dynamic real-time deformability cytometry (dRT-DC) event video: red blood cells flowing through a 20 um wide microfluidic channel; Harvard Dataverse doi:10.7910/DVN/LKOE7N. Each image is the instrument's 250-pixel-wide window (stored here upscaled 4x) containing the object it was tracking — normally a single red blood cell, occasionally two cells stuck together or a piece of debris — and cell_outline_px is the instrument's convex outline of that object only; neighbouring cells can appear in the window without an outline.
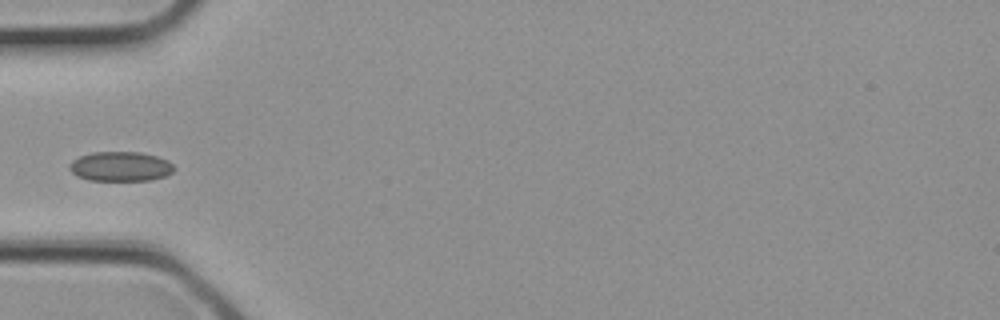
{"species": "common noctule bat (a hibernating species)", "species_latin": "Nyctalus noctula", "temperature_condition": "cold", "stored_images_in_passage": 2, "camera_frame_rate_fps": 3000, "um_per_image_px": 0.085, "animal": {"sex": "female", "body_mass_g": 21.9}, "frame": {"image": 1, "passage_image": 2, "time_ms": 0.333, "image_size_px": [1000, 320], "cell_outline_px": [[176, 168], [172, 172], [164, 176], [152, 180], [88, 180], [76, 176], [68, 168], [68, 164], [72, 160], [80, 156], [92, 152], [140, 152], [156, 156], [168, 160]], "centroid_in_image_um": [10.22, 14.14], "position_along_channel_um": 74.8, "area_um2": 18.15}}